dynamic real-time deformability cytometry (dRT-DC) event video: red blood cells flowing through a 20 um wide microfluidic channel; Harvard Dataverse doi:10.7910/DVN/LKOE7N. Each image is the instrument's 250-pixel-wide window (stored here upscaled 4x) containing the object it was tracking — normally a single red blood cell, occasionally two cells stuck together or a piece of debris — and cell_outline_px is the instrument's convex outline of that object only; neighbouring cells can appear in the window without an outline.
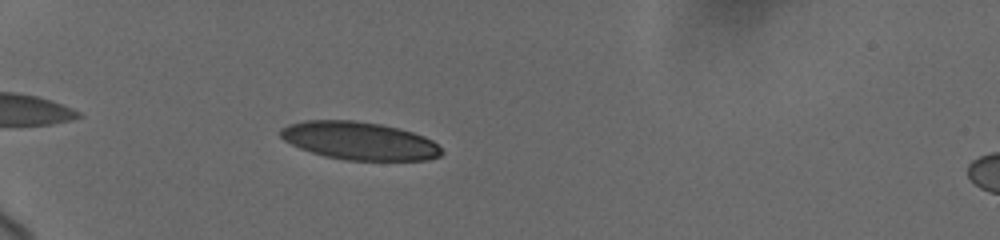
{"species": "human", "species_latin": "Homo sapiens", "temperature_condition": "cold", "stored_images_in_passage": 3, "camera_frame_rate_fps": 3000, "um_per_image_px": 0.085, "donor": {"sex": "female"}, "frame": {"image": 1, "passage_image": 1, "time_ms": 0.0, "image_size_px": [1000, 240], "cell_outline_px": [[444, 152], [440, 156], [428, 160], [344, 160], [324, 156], [300, 148], [284, 140], [280, 136], [280, 128], [288, 124], [304, 120], [352, 120], [380, 124], [400, 128], [424, 136], [432, 140]], "centroid_in_image_um": [30.54, 11.96], "position_along_channel_um": 54.5, "area_um2": 35.66}}
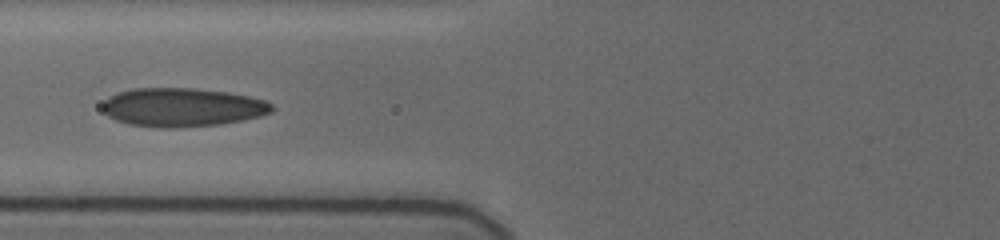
{"frame": {"image": 2, "passage_image": 3, "time_ms": 2.333, "image_size_px": [1000, 240], "cell_outline_px": [[272, 112], [260, 116], [244, 120], [220, 124], [172, 128], [160, 128], [128, 124], [116, 120], [108, 116], [104, 112], [104, 100], [108, 96], [132, 88], [196, 88], [228, 92], [248, 96], [264, 100], [272, 104]], "centroid_in_image_um": [15.49, 9.12], "position_along_channel_um": 110.3, "area_um2": 38.21}}